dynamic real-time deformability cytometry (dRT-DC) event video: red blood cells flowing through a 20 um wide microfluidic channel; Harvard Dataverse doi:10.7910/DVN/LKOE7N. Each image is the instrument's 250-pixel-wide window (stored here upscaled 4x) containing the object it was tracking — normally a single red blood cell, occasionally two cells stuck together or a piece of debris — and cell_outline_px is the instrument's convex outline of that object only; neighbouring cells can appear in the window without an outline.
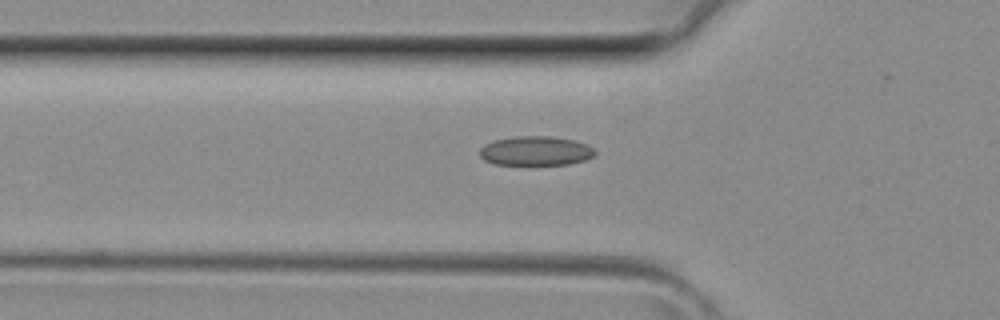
{"species": "common noctule bat (a hibernating species)", "species_latin": "Nyctalus noctula", "temperature_condition": "room temperature", "stored_images_in_passage": 6, "camera_frame_rate_fps": 3000, "um_per_image_px": 0.085, "animal": {"sex": "female", "body_mass_g": 29.2, "forearm_length_mm": 56.3}, "frame": {"image": 1, "passage_image": 6, "time_ms": 1.667, "image_size_px": [1000, 320], "cell_outline_px": [[596, 152], [592, 156], [584, 160], [568, 164], [532, 168], [528, 168], [492, 164], [484, 160], [480, 156], [480, 148], [484, 144], [496, 140], [516, 136], [548, 136], [576, 140], [588, 144]], "centroid_in_image_um": [45.49, 12.89], "position_along_channel_um": 80.3, "area_um2": 20.75}}